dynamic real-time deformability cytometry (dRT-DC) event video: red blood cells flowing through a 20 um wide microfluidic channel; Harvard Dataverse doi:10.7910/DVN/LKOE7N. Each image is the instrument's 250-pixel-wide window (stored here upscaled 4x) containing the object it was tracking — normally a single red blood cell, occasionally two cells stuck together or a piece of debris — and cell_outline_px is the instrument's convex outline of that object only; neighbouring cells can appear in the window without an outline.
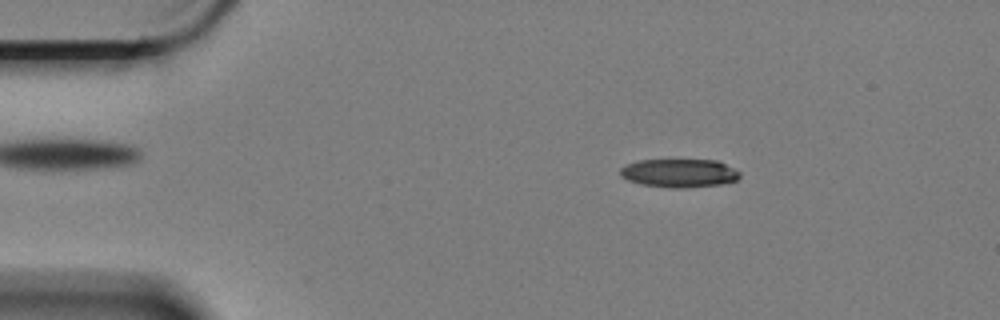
{"species": "Egyptian fruit bat (a non-hibernating species)", "species_latin": "Rousettus aegyptiacus", "temperature_condition": "cold", "stored_images_in_passage": 58, "camera_frame_rate_fps": 3000, "um_per_image_px": 0.085, "animal": {"sex": "female"}, "frame": {"image": 1, "passage_image": 9, "time_ms": 2.667, "image_size_px": [1000, 320], "cell_outline_px": [[740, 176], [736, 180], [720, 184], [680, 188], [668, 188], [640, 184], [628, 180], [620, 176], [620, 168], [624, 164], [636, 160], [716, 160], [740, 172]], "centroid_in_image_um": [57.66, 14.71], "position_along_channel_um": 27.3, "area_um2": 19.83}}
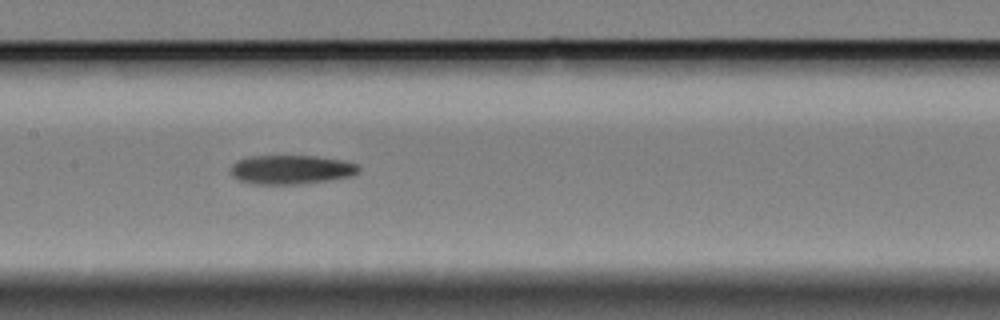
{"frame": {"image": 2, "passage_image": 28, "time_ms": 9.0, "image_size_px": [1000, 320], "cell_outline_px": [[360, 168], [356, 172], [348, 176], [328, 180], [296, 184], [252, 184], [240, 180], [232, 176], [232, 164], [236, 160], [248, 156], [316, 156], [344, 160], [356, 164]], "centroid_in_image_um": [24.7, 14.4], "position_along_channel_um": 182.7, "area_um2": 21.5}}
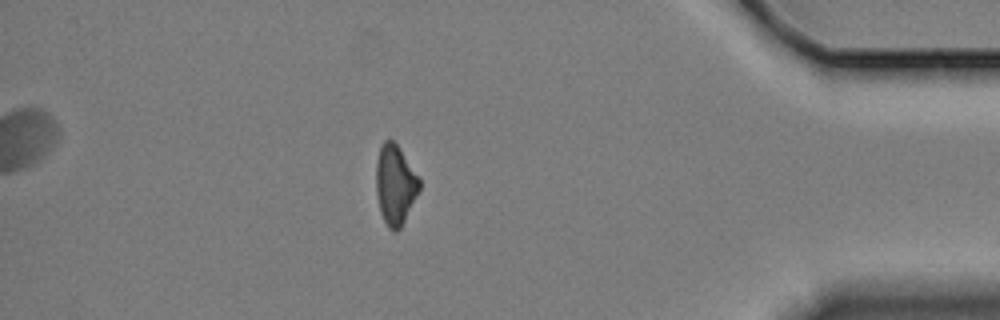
{"frame": {"image": 3, "passage_image": 51, "time_ms": 16.667, "image_size_px": [1000, 320], "cell_outline_px": [[420, 188], [400, 228], [396, 232], [392, 232], [388, 228], [380, 212], [376, 192], [376, 160], [380, 148], [384, 140], [392, 140], [400, 148], [420, 176]], "centroid_in_image_um": [33.59, 15.68], "position_along_channel_um": 401.6, "area_um2": 20.17}}